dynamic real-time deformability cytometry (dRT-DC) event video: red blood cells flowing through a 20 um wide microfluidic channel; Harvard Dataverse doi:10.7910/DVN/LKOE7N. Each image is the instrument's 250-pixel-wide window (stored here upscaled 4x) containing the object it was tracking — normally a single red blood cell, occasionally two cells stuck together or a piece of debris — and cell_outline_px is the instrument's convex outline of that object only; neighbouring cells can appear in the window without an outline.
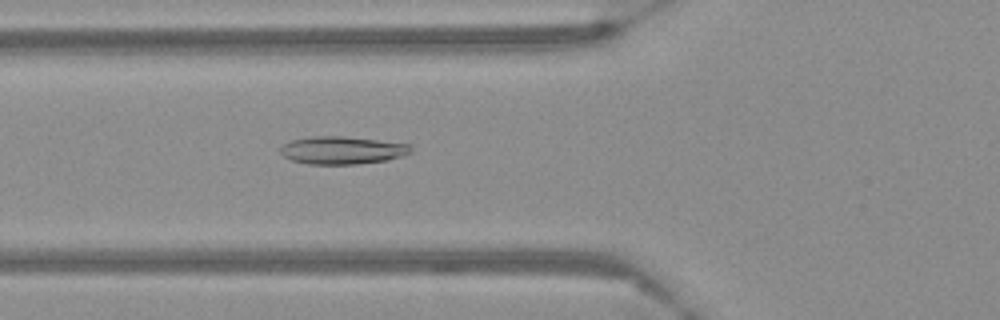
{"species": "Egyptian fruit bat (a non-hibernating species)", "species_latin": "Rousettus aegyptiacus", "temperature_condition": "warm", "stored_images_in_passage": 56, "camera_frame_rate_fps": 3000, "um_per_image_px": 0.085, "frame": {"image": 1, "passage_image": 22, "time_ms": 7.0, "image_size_px": [1000, 320], "cell_outline_px": [[412, 152], [388, 160], [356, 164], [308, 164], [292, 160], [284, 156], [280, 152], [280, 148], [284, 144], [292, 140], [312, 136], [344, 136], [412, 144]], "centroid_in_image_um": [29.11, 12.77], "position_along_channel_um": 96.7, "area_um2": 21.1}}
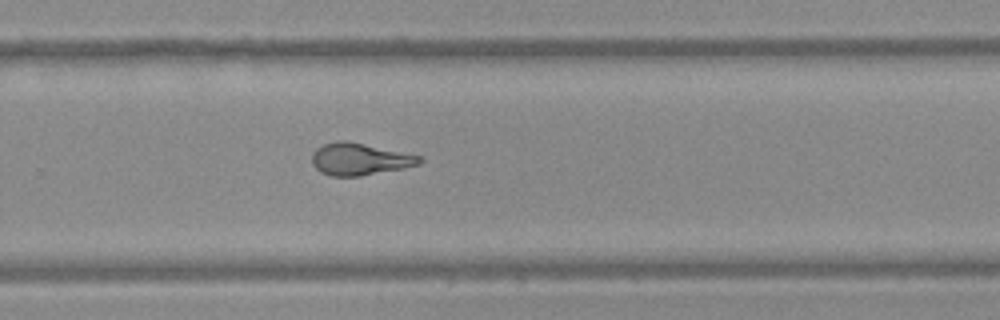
{"frame": {"image": 2, "passage_image": 39, "time_ms": 12.667, "image_size_px": [1000, 320], "cell_outline_px": [[424, 160], [420, 164], [404, 168], [360, 176], [332, 176], [320, 172], [312, 164], [312, 152], [316, 148], [324, 144], [336, 140], [344, 140], [364, 144], [420, 156]], "centroid_in_image_um": [30.54, 13.53], "position_along_channel_um": 299.3, "area_um2": 20.0}}
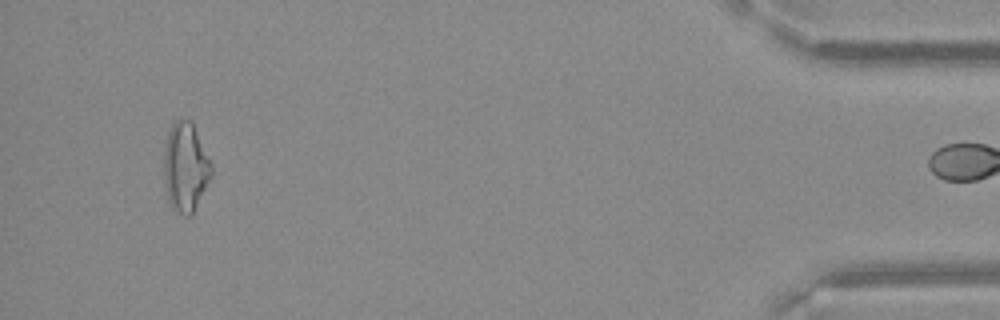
{"frame": {"image": 3, "passage_image": 55, "time_ms": 18.0, "image_size_px": [1000, 320], "cell_outline_px": [[212, 176], [192, 212], [188, 216], [184, 216], [172, 208], [168, 200], [164, 180], [164, 152], [168, 132], [172, 124], [180, 116], [188, 120], [192, 124], [212, 164]], "centroid_in_image_um": [15.75, 14.2], "position_along_channel_um": 419.5, "area_um2": 24.33}}